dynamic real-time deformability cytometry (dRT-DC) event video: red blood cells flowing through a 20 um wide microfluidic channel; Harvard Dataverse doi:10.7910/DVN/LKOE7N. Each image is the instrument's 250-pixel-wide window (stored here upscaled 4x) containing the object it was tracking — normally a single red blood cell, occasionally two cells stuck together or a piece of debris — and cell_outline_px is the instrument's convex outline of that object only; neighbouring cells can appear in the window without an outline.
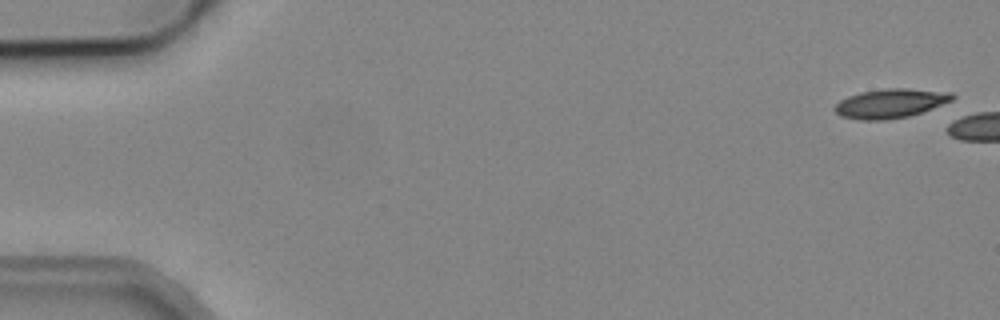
{"species": "common noctule bat (a hibernating species)", "species_latin": "Nyctalus noctula", "temperature_condition": "cold", "stored_images_in_passage": 5, "camera_frame_rate_fps": 3000, "um_per_image_px": 0.085, "animal": {"sex": "male", "body_mass_g": 19.2, "forearm_length_mm": 51.8}, "frame": {"image": 1, "passage_image": 1, "time_ms": 0.0, "image_size_px": [1000, 320], "cell_outline_px": [[956, 96], [952, 100], [932, 108], [908, 116], [888, 120], [860, 120], [840, 116], [832, 108], [840, 100], [848, 96], [860, 92], [884, 88], [908, 88], [952, 92]], "centroid_in_image_um": [75.67, 8.78], "position_along_channel_um": 9.3, "area_um2": 20.11}}